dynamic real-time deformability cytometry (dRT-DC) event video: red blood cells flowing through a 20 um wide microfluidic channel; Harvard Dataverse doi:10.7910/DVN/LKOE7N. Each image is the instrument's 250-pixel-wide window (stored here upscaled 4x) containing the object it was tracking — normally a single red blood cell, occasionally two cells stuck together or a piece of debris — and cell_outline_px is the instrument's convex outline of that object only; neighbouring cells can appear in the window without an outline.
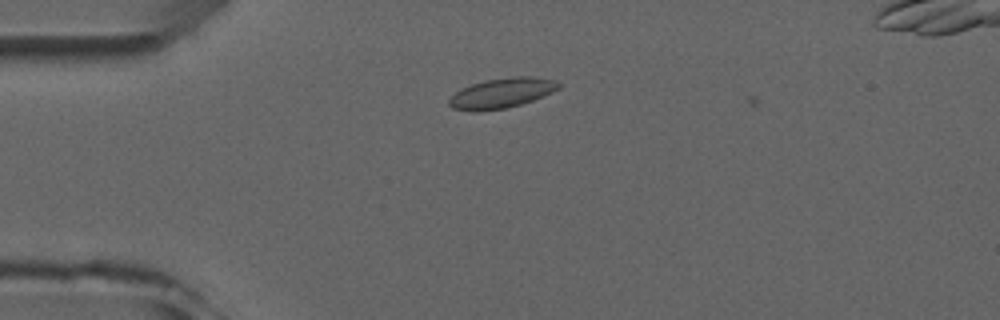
{"species": "common noctule bat (a hibernating species)", "species_latin": "Nyctalus noctula", "temperature_condition": "room temperature", "stored_images_in_passage": 3, "camera_frame_rate_fps": 3000, "um_per_image_px": 0.085, "animal": {"sex": "male", "forearm_length_mm": 52.5}, "frame": {"image": 1, "passage_image": 3, "time_ms": 2.333, "image_size_px": [1000, 320], "cell_outline_px": [[560, 88], [544, 96], [520, 104], [504, 108], [476, 112], [472, 112], [452, 108], [448, 104], [448, 100], [460, 88], [484, 80], [512, 76], [532, 76], [556, 80], [560, 84]], "centroid_in_image_um": [42.63, 7.9], "position_along_channel_um": 42.4, "area_um2": 19.31}}